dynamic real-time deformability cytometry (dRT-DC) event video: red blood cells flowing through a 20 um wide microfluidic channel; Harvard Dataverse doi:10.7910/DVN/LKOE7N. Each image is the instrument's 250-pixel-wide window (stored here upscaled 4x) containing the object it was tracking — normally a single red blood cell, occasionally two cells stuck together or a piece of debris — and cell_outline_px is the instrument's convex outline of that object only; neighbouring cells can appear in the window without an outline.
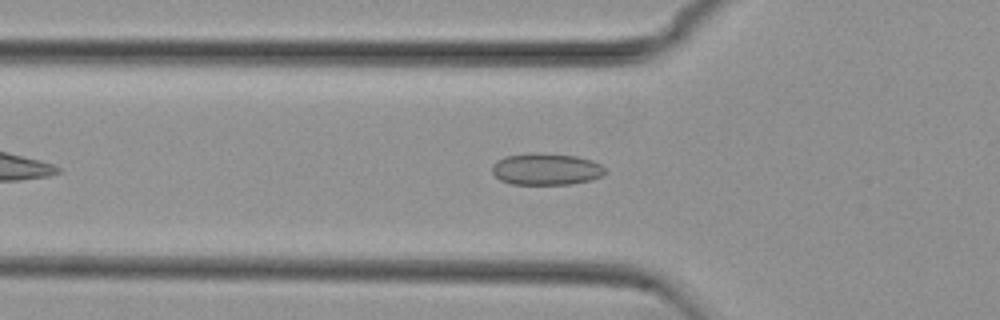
{"species": "common noctule bat (a hibernating species)", "species_latin": "Nyctalus noctula", "temperature_condition": "cold", "stored_images_in_passage": 45, "camera_frame_rate_fps": 3000, "um_per_image_px": 0.085, "animal": {"sex": "female", "body_mass_g": 29.2, "forearm_length_mm": 56.3}, "frame": {"image": 1, "passage_image": 9, "time_ms": 2.667, "image_size_px": [1000, 320], "cell_outline_px": [[604, 172], [600, 176], [592, 180], [572, 184], [512, 184], [500, 180], [492, 172], [492, 164], [496, 160], [504, 156], [528, 152], [532, 152], [576, 156], [592, 160], [600, 164], [604, 168]], "centroid_in_image_um": [46.38, 14.37], "position_along_channel_um": 79.4, "area_um2": 21.04}}
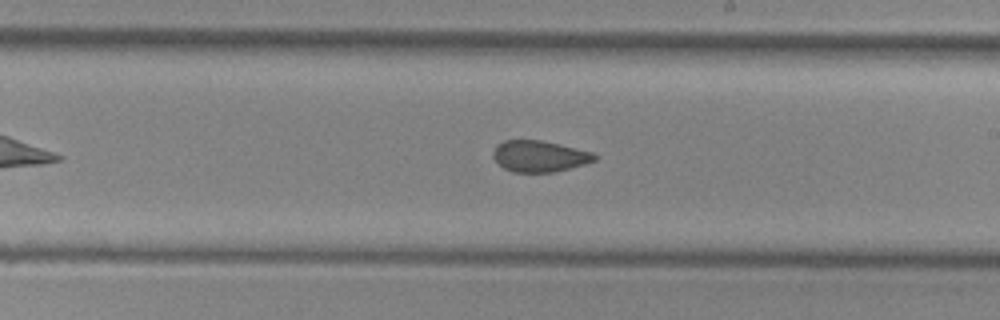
{"frame": {"image": 2, "passage_image": 22, "time_ms": 7.0, "image_size_px": [1000, 320], "cell_outline_px": [[596, 160], [584, 164], [552, 172], [512, 172], [504, 168], [492, 156], [492, 152], [496, 144], [504, 140], [540, 140], [592, 152], [596, 156]], "centroid_in_image_um": [45.8, 13.27], "position_along_channel_um": 243.2, "area_um2": 18.26}}
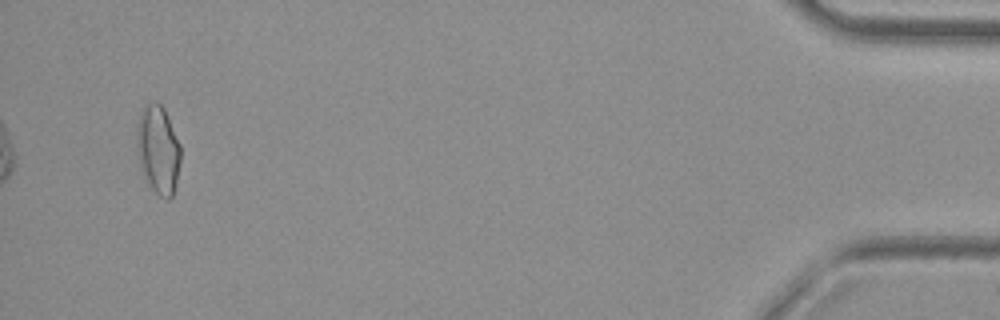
{"frame": {"image": 3, "passage_image": 43, "time_ms": 14.0, "image_size_px": [1000, 320], "cell_outline_px": [[180, 160], [176, 184], [172, 196], [168, 200], [160, 196], [144, 180], [140, 168], [136, 144], [136, 128], [140, 112], [144, 104], [160, 104], [164, 108], [180, 144]], "centroid_in_image_um": [13.42, 12.74], "position_along_channel_um": 421.8, "area_um2": 22.66}, "authors_computed_cell_mechanics": {"area_um2": 19.652, "velocity_mm_per_s": 3.7646, "shape_relaxation_time_tau1_ms": null, "shape_relaxation_time_tau2_ms": 2.0457, "deformation_change_tau1": null, "deformation_change_tau2": 0.0738}}